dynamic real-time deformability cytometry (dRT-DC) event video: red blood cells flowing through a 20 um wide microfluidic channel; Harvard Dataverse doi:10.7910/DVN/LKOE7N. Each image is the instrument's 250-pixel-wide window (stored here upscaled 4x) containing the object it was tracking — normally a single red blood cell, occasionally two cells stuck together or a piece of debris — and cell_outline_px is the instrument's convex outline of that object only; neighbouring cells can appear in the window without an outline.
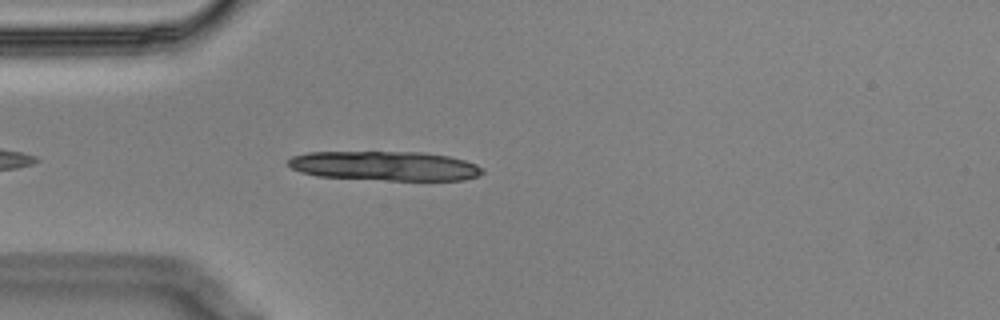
{"species": "Egyptian fruit bat (a non-hibernating species)", "species_latin": "Rousettus aegyptiacus", "temperature_condition": "cold", "stored_images_in_passage": 24, "segment_of_instrument_passage": [1, 2], "camera_frame_rate_fps": 3000, "um_per_image_px": 0.085, "animal": {"sex": "male"}, "frame": {"image": 1, "passage_image": 5, "time_ms": 1.333, "image_size_px": [1000, 320], "cell_outline_px": [[484, 172], [476, 176], [464, 180], [388, 180], [316, 176], [300, 172], [292, 168], [288, 164], [288, 160], [292, 156], [308, 152], [424, 152], [448, 156], [464, 160], [476, 164], [484, 168]], "centroid_in_image_um": [32.72, 14.1], "position_along_channel_um": 52.3, "area_um2": 33.29}}
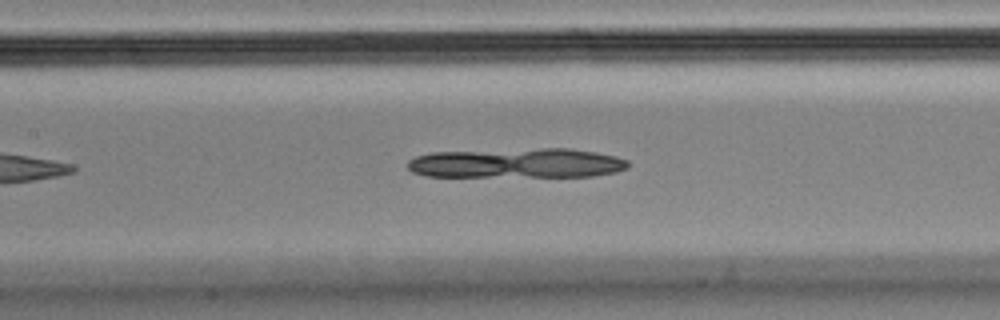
{"frame": {"image": 2, "passage_image": 15, "time_ms": 4.667, "image_size_px": [1000, 320], "cell_outline_px": [[628, 168], [616, 172], [592, 176], [428, 176], [412, 172], [408, 168], [408, 160], [416, 156], [432, 152], [544, 148], [572, 148], [596, 152], [616, 156], [628, 160]], "centroid_in_image_um": [43.96, 13.86], "position_along_channel_um": 163.4, "area_um2": 38.26}}